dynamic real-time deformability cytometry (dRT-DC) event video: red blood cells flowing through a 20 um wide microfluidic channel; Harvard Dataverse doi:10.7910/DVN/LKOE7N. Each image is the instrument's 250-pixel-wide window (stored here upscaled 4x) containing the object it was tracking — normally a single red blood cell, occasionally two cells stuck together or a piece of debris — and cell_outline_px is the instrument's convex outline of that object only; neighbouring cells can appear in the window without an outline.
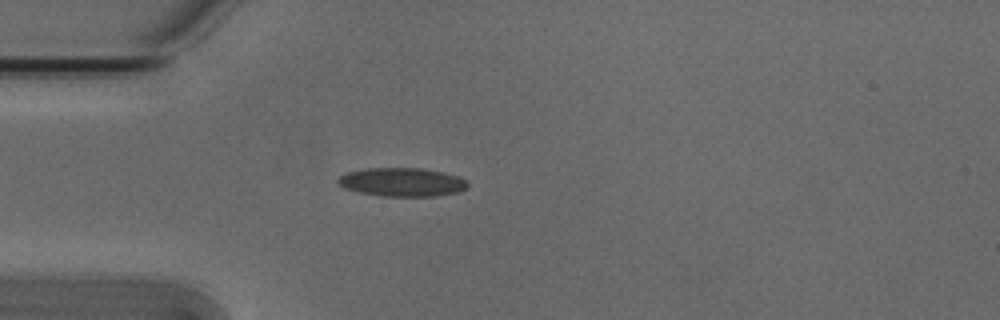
{"species": "Egyptian fruit bat (a non-hibernating species)", "species_latin": "Rousettus aegyptiacus", "temperature_condition": "cold", "stored_images_in_passage": 34, "camera_frame_rate_fps": 3000, "um_per_image_px": 0.085, "animal": {"sex": "male"}, "frame": {"image": 1, "passage_image": 3, "time_ms": 0.667, "image_size_px": [1000, 320], "cell_outline_px": [[468, 184], [460, 192], [436, 196], [380, 196], [360, 192], [344, 188], [336, 180], [340, 176], [348, 172], [368, 168], [424, 168], [444, 172], [456, 176], [464, 180]], "centroid_in_image_um": [34.17, 15.48], "position_along_channel_um": 50.8, "area_um2": 21.5}}
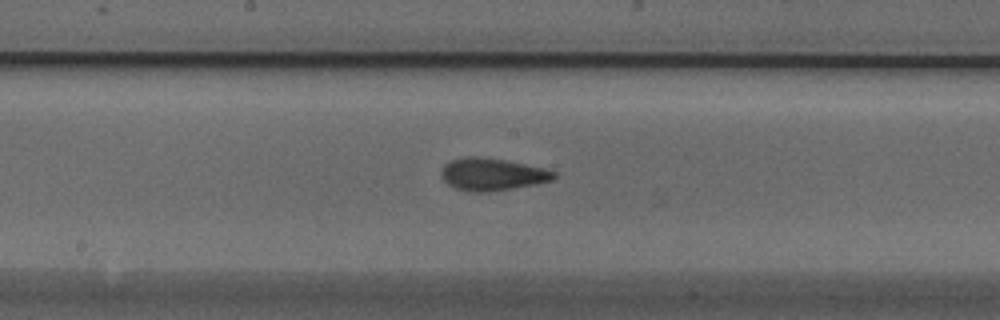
{"frame": {"image": 2, "passage_image": 16, "time_ms": 5.0, "image_size_px": [1000, 320], "cell_outline_px": [[556, 176], [552, 180], [536, 184], [512, 188], [484, 192], [468, 192], [456, 188], [448, 184], [444, 180], [440, 172], [444, 164], [452, 160], [464, 156], [476, 156], [504, 160], [544, 168], [556, 172]], "centroid_in_image_um": [41.81, 14.81], "position_along_channel_um": 206.4, "area_um2": 21.1}}
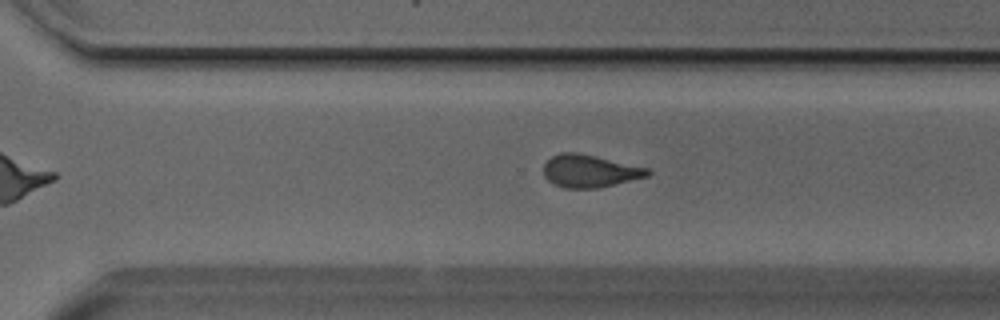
{"frame": {"image": 3, "passage_image": 25, "time_ms": 8.0, "image_size_px": [1000, 320], "cell_outline_px": [[652, 172], [648, 176], [596, 188], [564, 188], [548, 180], [544, 176], [544, 164], [552, 156], [560, 152], [576, 152], [596, 156], [648, 168]], "centroid_in_image_um": [50.11, 14.53], "position_along_channel_um": 320.5, "area_um2": 19.54}, "authors_computed_cell_mechanics": {"area_um2": 20.1722, "velocity_mm_per_s": 3.8247, "shape_relaxation_time_tau1_ms": 5.6401, "shape_relaxation_time_tau2_ms": 1.75, "deformation_change_tau1": 0.1465, "deformation_change_tau2": 0.0813}}